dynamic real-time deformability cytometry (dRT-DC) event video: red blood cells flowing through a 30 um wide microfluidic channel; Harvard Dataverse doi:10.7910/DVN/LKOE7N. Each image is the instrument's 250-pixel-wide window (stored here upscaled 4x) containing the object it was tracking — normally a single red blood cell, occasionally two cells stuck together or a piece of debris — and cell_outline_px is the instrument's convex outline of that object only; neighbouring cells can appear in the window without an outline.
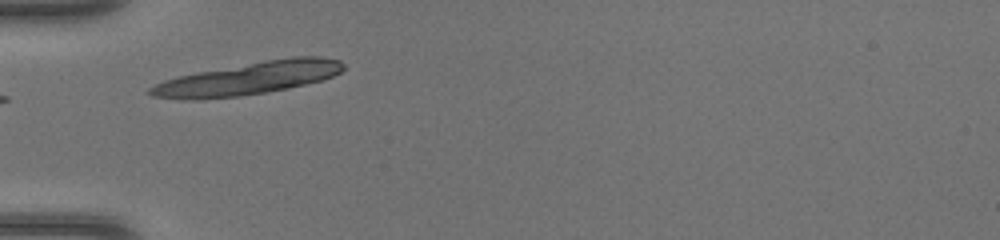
{"species": "common noctule bat (a hibernating species)", "species_latin": "Nyctalus noctula", "temperature_condition": "warm", "stored_images_in_passage": 4, "camera_frame_rate_fps": 3000, "um_per_image_px": 0.085, "animal": {"sex": "female", "body_mass_g": 17.0, "forearm_length_mm": 48.0}, "frame": {"image": 1, "passage_image": 1, "time_ms": 0.0, "image_size_px": [1000, 240], "cell_outline_px": [[344, 68], [340, 72], [332, 76], [320, 80], [288, 88], [240, 96], [192, 100], [180, 100], [152, 96], [148, 92], [148, 88], [164, 80], [196, 72], [264, 60], [292, 56], [320, 56], [340, 60], [344, 64]], "centroid_in_image_um": [21.09, 6.66], "position_along_channel_um": 63.9, "area_um2": 36.65}}